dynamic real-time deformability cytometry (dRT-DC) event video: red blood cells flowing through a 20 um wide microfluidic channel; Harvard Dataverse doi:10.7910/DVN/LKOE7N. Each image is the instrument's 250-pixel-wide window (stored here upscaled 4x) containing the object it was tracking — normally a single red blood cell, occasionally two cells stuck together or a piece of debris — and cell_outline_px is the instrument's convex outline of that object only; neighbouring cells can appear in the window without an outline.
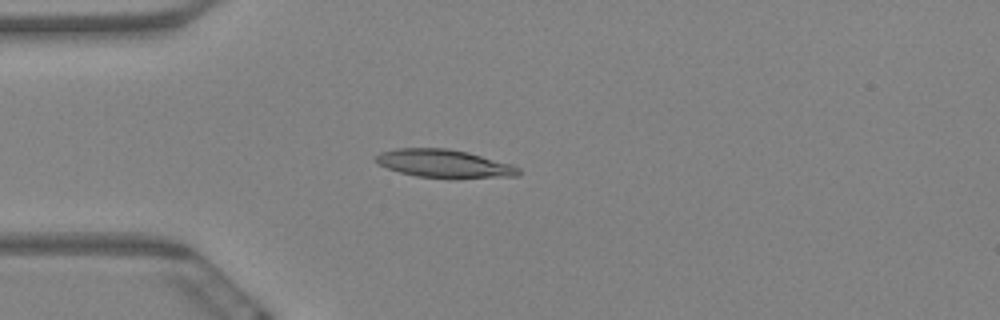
{"species": "Egyptian fruit bat (a non-hibernating species)", "species_latin": "Rousettus aegyptiacus", "temperature_condition": "warm", "stored_images_in_passage": 9, "camera_frame_rate_fps": 3000, "um_per_image_px": 0.085, "animal": {"sex": "female"}, "frame": {"image": 1, "passage_image": 2, "time_ms": 0.333, "image_size_px": [1000, 320], "cell_outline_px": [[520, 176], [452, 180], [416, 176], [400, 172], [376, 164], [376, 156], [380, 152], [396, 148], [448, 148], [468, 152], [512, 164], [520, 168]], "centroid_in_image_um": [37.81, 13.94], "position_along_channel_um": 47.2, "area_um2": 24.1}}
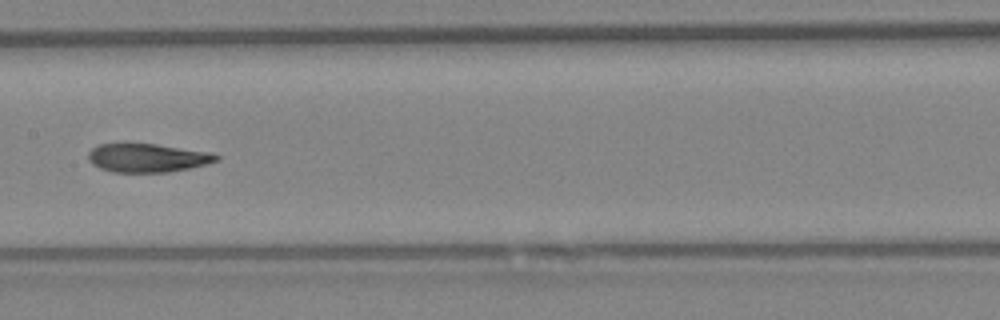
{"frame": {"image": 2, "passage_image": 6, "time_ms": 1.667, "image_size_px": [1000, 320], "cell_outline_px": [[220, 160], [208, 164], [168, 172], [112, 172], [100, 168], [92, 164], [88, 160], [88, 152], [92, 148], [100, 144], [156, 144], [212, 152], [220, 156]], "centroid_in_image_um": [12.56, 13.42], "position_along_channel_um": 194.8, "area_um2": 21.39}}
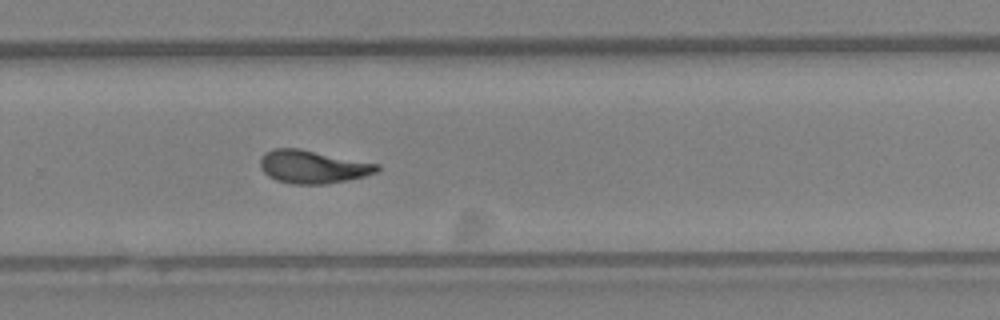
{"frame": {"image": 3, "passage_image": 9, "time_ms": 2.667, "image_size_px": [1000, 320], "cell_outline_px": [[380, 168], [376, 172], [364, 176], [348, 180], [328, 184], [292, 184], [276, 180], [268, 176], [260, 168], [260, 160], [264, 152], [272, 148], [300, 148], [380, 164]], "centroid_in_image_um": [26.57, 14.17], "position_along_channel_um": 303.2, "area_um2": 22.72}}